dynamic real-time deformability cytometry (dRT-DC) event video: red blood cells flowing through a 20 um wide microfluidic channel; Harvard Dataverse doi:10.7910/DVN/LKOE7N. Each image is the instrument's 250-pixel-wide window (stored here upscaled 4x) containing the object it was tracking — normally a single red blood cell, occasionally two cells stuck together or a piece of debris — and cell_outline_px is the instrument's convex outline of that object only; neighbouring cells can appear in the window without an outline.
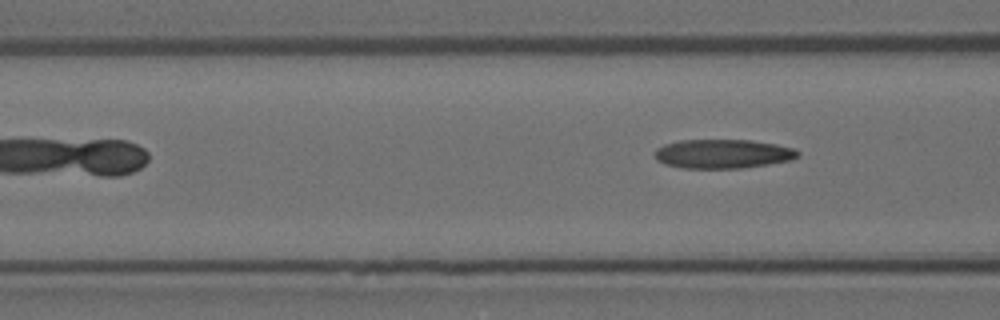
{"species": "Egyptian fruit bat (a non-hibernating species)", "species_latin": "Rousettus aegyptiacus", "temperature_condition": "room temperature", "stored_images_in_passage": 5, "camera_frame_rate_fps": 3000, "um_per_image_px": 0.085, "animal": {"sex": "female"}, "frame": {"image": 1, "passage_image": 5, "time_ms": 1.333, "image_size_px": [1000, 320], "cell_outline_px": [[800, 152], [792, 160], [744, 168], [680, 168], [664, 164], [656, 160], [656, 148], [664, 144], [680, 140], [748, 140], [776, 144], [792, 148]], "centroid_in_image_um": [61.41, 13.08], "position_along_channel_um": 105.2, "area_um2": 24.22}}